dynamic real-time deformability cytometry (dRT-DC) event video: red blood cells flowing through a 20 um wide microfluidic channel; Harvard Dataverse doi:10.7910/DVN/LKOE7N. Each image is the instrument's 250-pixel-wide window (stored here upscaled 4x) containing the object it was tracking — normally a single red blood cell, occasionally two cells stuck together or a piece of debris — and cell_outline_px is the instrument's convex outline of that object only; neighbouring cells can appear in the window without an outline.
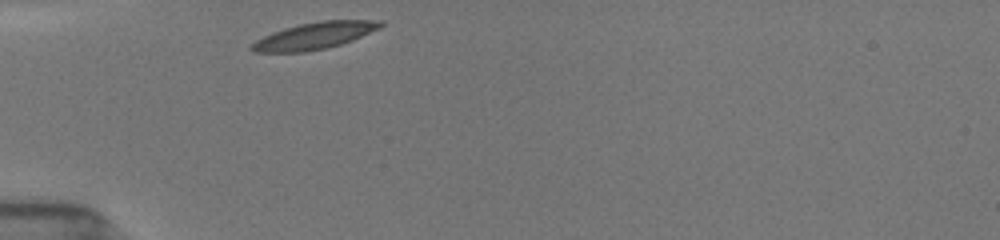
{"species": "common noctule bat (a hibernating species)", "species_latin": "Nyctalus noctula", "temperature_condition": "room temperature", "stored_images_in_passage": 29, "camera_frame_rate_fps": 3000, "um_per_image_px": 0.085, "animal": {"sex": "female", "body_mass_g": 19.5, "forearm_length_mm": 54.1}, "frame": {"image": 1, "passage_image": 1, "time_ms": 0.0, "image_size_px": [1000, 240], "cell_outline_px": [[384, 24], [380, 28], [352, 40], [328, 48], [304, 52], [252, 52], [248, 48], [256, 40], [272, 32], [284, 28], [300, 24], [320, 20], [384, 20]], "centroid_in_image_um": [26.73, 3.03], "position_along_channel_um": 58.3, "area_um2": 20.17}}
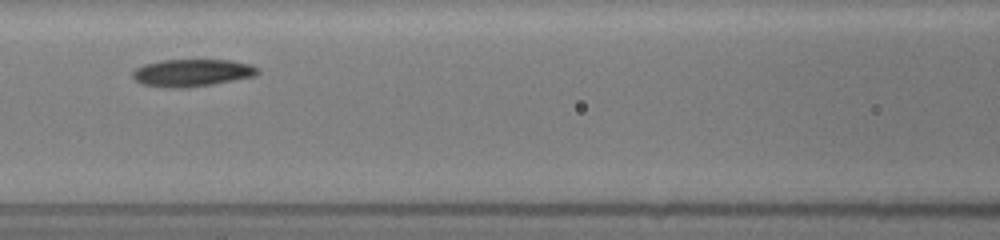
{"frame": {"image": 2, "passage_image": 9, "time_ms": 2.667, "image_size_px": [1000, 240], "cell_outline_px": [[260, 72], [256, 76], [212, 84], [184, 88], [168, 88], [144, 84], [136, 80], [132, 76], [132, 72], [136, 68], [144, 64], [164, 60], [232, 60], [248, 64], [256, 68]], "centroid_in_image_um": [16.32, 6.19], "position_along_channel_um": 150.3, "area_um2": 19.77}}
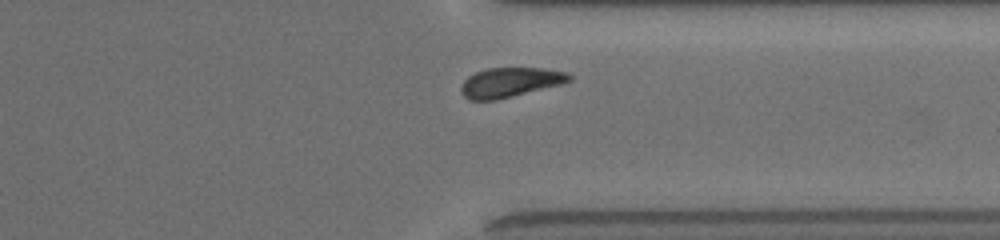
{"frame": {"image": 3, "passage_image": 26, "time_ms": 8.333, "image_size_px": [1000, 240], "cell_outline_px": [[572, 80], [560, 84], [496, 100], [468, 100], [460, 92], [460, 88], [464, 80], [468, 76], [476, 72], [488, 68], [544, 68], [568, 72], [572, 76]], "centroid_in_image_um": [43.34, 6.99], "position_along_channel_um": 368.1, "area_um2": 18.61}, "authors_computed_cell_mechanics": {"area_um2": 19.7676, "velocity_mm_per_s": 3.8353, "shape_relaxation_time_tau1_ms": 2.7827, "shape_relaxation_time_tau2_ms": 10.8696, "deformation_change_tau1": 0.1073, "deformation_change_tau2": 0.1808}}